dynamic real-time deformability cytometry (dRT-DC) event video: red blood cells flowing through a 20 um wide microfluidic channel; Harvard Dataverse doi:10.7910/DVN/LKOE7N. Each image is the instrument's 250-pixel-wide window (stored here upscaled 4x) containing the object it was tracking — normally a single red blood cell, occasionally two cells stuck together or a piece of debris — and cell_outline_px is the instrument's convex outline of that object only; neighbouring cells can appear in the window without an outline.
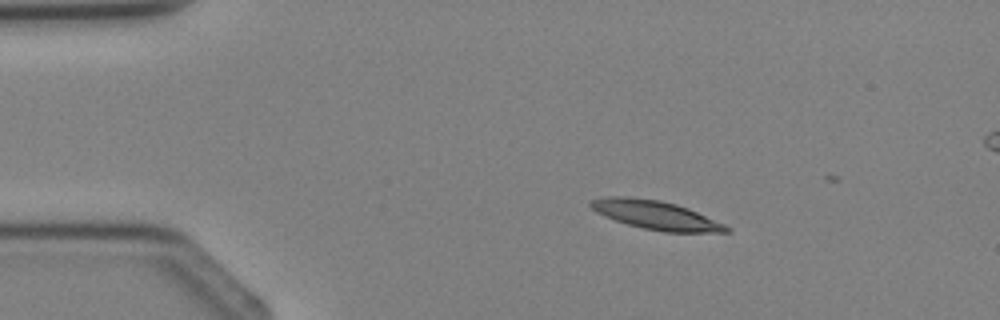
{"species": "Egyptian fruit bat (a non-hibernating species)", "species_latin": "Rousettus aegyptiacus", "temperature_condition": "cold", "stored_images_in_passage": 3, "camera_frame_rate_fps": 3000, "um_per_image_px": 0.085, "animal": {"sex": "female"}, "frame": {"image": 1, "passage_image": 1, "time_ms": 0.0, "image_size_px": [1000, 320], "cell_outline_px": [[732, 232], [664, 232], [644, 228], [628, 224], [604, 216], [596, 212], [588, 204], [592, 200], [608, 196], [624, 196], [660, 200], [676, 204], [688, 208], [724, 224], [732, 228]], "centroid_in_image_um": [55.76, 18.28], "position_along_channel_um": 29.2, "area_um2": 22.54}}